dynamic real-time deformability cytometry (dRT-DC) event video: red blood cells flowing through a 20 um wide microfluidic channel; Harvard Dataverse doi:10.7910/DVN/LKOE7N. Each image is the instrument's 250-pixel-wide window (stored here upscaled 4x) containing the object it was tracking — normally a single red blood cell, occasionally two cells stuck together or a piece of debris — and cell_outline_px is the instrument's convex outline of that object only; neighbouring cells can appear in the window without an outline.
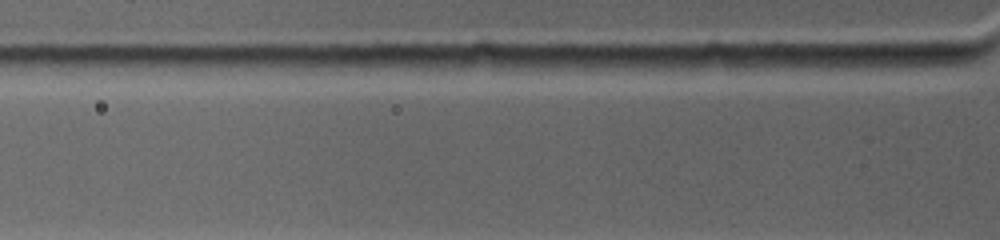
{"species": "common noctule bat (a hibernating species)", "species_latin": "Nyctalus noctula", "temperature_condition": "warm", "stored_images_in_passage": 3, "camera_frame_rate_fps": 4500, "um_per_image_px": 0.085, "animal": {"sex": "female", "body_mass_g": 19.0, "forearm_length_mm": 53.3}, "frame": {"image": 1, "passage_image": 3, "time_ms": 1.111, "image_size_px": [1000, 240], "cell_outline_px": [[964, 60], [960, 64], [928, 72], [868, 72], [812, 64], [832, 56], [892, 56]], "centroid_in_image_um": [75.48, 5.41], "position_along_channel_um": 50.3, "area_um2": 13.12}}